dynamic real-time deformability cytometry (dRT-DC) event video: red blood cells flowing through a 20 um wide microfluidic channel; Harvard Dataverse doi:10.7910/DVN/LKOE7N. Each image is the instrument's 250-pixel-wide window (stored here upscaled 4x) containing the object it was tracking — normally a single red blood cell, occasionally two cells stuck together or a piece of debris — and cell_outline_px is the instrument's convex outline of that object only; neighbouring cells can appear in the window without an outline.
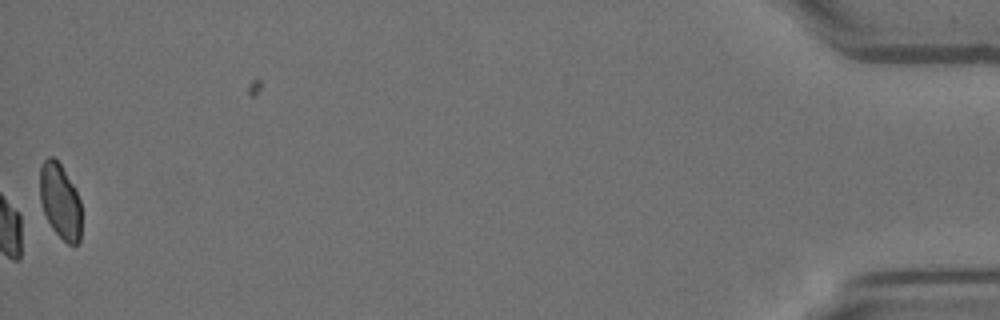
{"species": "Egyptian fruit bat (a non-hibernating species)", "species_latin": "Rousettus aegyptiacus", "temperature_condition": "room temperature", "stored_images_in_passage": 45, "camera_frame_rate_fps": 3000, "um_per_image_px": 0.085, "animal": {"sex": "female"}, "frame": {"image": 1, "passage_image": 45, "time_ms": 14.667, "image_size_px": [1000, 320], "cell_outline_px": [[80, 240], [76, 244], [68, 244], [52, 228], [44, 212], [40, 200], [40, 168], [44, 160], [48, 156], [52, 156], [60, 164], [72, 184], [80, 200]], "centroid_in_image_um": [5.1, 17.09], "position_along_channel_um": 430.1, "area_um2": 17.8}, "authors_computed_cell_mechanics": {"area_um2": 19.3052, "velocity_mm_per_s": 3.6067, "shape_relaxation_time_tau1_ms": null, "shape_relaxation_time_tau2_ms": 2.2591, "deformation_change_tau1": null, "deformation_change_tau2": 0.0588}}